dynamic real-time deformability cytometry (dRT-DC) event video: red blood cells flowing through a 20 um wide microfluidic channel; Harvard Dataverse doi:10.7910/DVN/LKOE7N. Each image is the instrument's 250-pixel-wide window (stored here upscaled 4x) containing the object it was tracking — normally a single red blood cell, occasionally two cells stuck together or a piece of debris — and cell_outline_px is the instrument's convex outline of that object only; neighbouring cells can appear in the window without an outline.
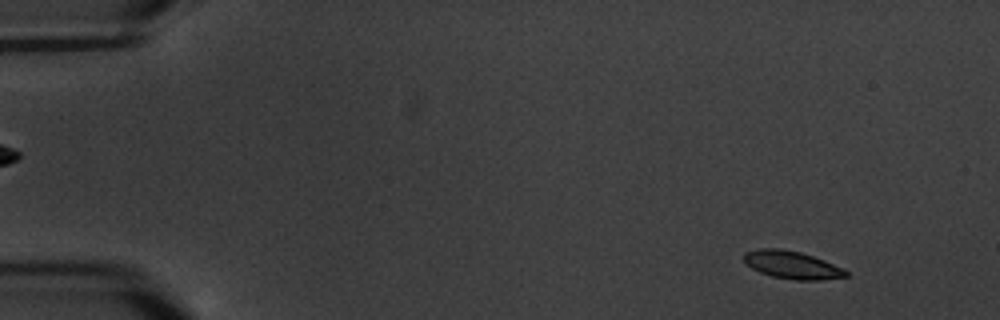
{"species": "common noctule bat (a hibernating species)", "species_latin": "Nyctalus noctula", "temperature_condition": "warm", "stored_images_in_passage": 4, "camera_frame_rate_fps": 3000, "um_per_image_px": 0.085, "animal": {"sex": "male", "body_mass_g": 20.1, "forearm_length_mm": 53.5}, "frame": {"image": 1, "passage_image": 1, "time_ms": 0.0, "image_size_px": [1000, 320], "cell_outline_px": [[848, 276], [820, 280], [796, 280], [772, 276], [760, 272], [752, 268], [744, 260], [744, 252], [760, 248], [776, 248], [800, 252], [824, 260], [848, 272]], "centroid_in_image_um": [67.29, 22.51], "position_along_channel_um": 17.7, "area_um2": 16.18}}
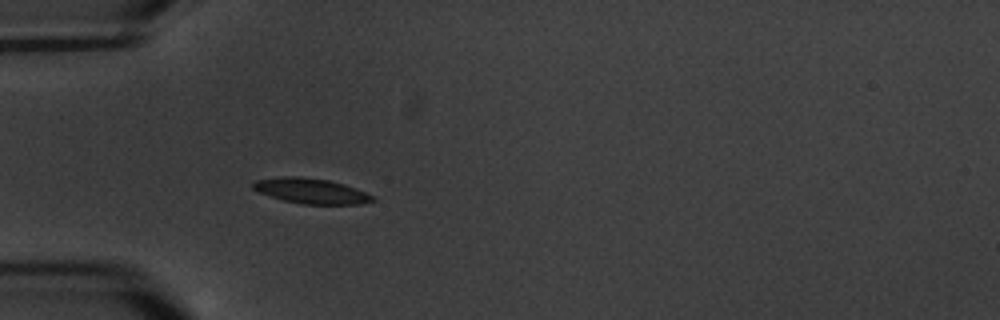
{"frame": {"image": 2, "passage_image": 4, "time_ms": 4.333, "image_size_px": [1000, 320], "cell_outline_px": [[376, 200], [364, 204], [300, 204], [284, 200], [260, 192], [252, 188], [252, 184], [256, 180], [284, 176], [300, 176], [328, 180], [344, 184], [364, 192], [372, 196]], "centroid_in_image_um": [26.45, 16.23], "position_along_channel_um": 58.6, "area_um2": 17.4}}